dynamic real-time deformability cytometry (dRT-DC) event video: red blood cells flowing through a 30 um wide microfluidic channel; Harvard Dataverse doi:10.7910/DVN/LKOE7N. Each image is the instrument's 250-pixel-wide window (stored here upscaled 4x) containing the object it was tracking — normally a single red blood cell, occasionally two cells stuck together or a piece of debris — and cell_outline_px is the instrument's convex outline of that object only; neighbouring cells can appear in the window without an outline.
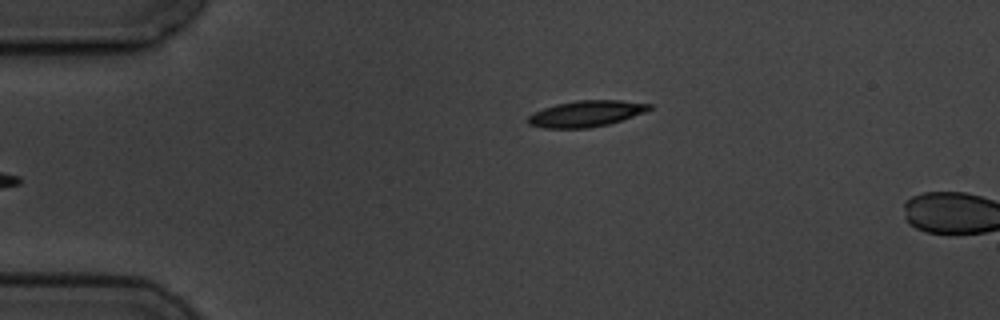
{"species": "common noctule bat (a hibernating species)", "species_latin": "Nyctalus noctula", "temperature_condition": "cold", "stored_images_in_passage": 4, "camera_frame_rate_fps": 3000, "um_per_image_px": 0.085, "animal": {"sex": "male", "body_mass_g": 19.5, "forearm_length_mm": 54.6}, "frame": {"image": 1, "passage_image": 4, "time_ms": 4.333, "image_size_px": [1000, 320], "cell_outline_px": [[652, 108], [644, 112], [608, 124], [588, 128], [544, 128], [528, 124], [528, 116], [532, 112], [556, 104], [576, 100], [620, 100], [652, 104]], "centroid_in_image_um": [49.79, 9.65], "position_along_channel_um": 35.2, "area_um2": 18.38}}